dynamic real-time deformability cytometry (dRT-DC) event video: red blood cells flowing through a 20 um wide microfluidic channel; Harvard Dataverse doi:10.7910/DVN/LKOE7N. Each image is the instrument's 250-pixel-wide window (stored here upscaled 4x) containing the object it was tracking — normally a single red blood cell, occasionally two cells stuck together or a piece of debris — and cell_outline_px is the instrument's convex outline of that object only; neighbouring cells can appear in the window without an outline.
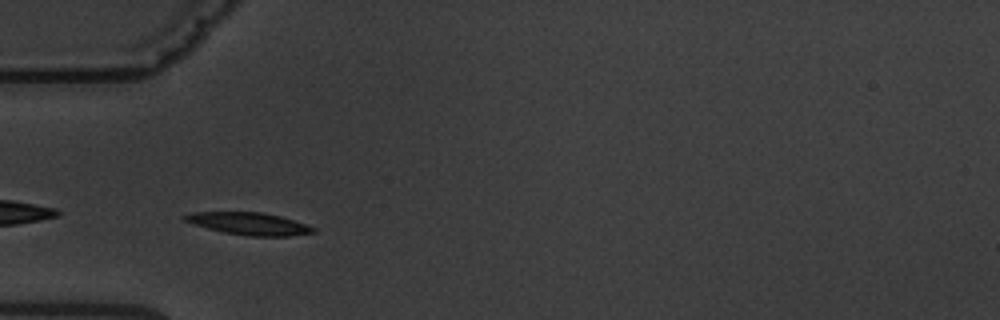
{"species": "common noctule bat (a hibernating species)", "species_latin": "Nyctalus noctula", "temperature_condition": "warm", "stored_images_in_passage": 4, "camera_frame_rate_fps": 3000, "um_per_image_px": 0.085, "animal": {"sex": "male", "body_mass_g": 19.5, "forearm_length_mm": 54.6}, "frame": {"image": 1, "passage_image": 3, "time_ms": 2.333, "image_size_px": [1000, 320], "cell_outline_px": [[316, 232], [288, 236], [248, 236], [224, 232], [192, 224], [184, 220], [180, 216], [192, 212], [260, 212], [280, 216], [308, 224], [316, 228]], "centroid_in_image_um": [21.17, 19.01], "position_along_channel_um": 63.8, "area_um2": 16.76}}
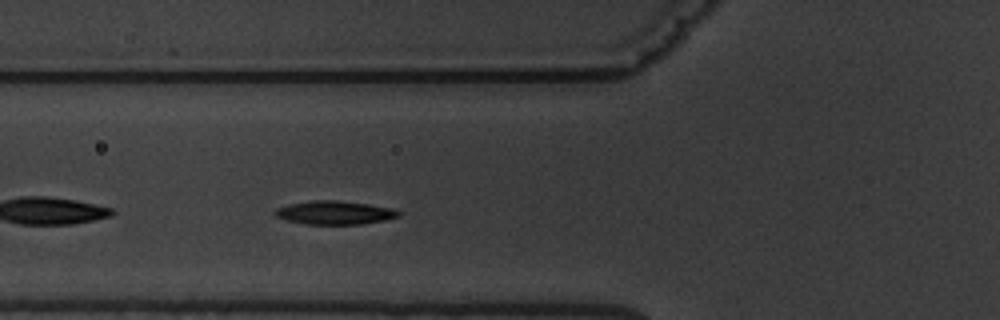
{"frame": {"image": 2, "passage_image": 4, "time_ms": 3.333, "image_size_px": [1000, 320], "cell_outline_px": [[400, 216], [384, 220], [364, 224], [304, 224], [284, 220], [276, 216], [272, 212], [276, 208], [288, 204], [312, 200], [336, 200], [368, 204], [392, 208], [400, 212]], "centroid_in_image_um": [28.4, 18.08], "position_along_channel_um": 97.4, "area_um2": 17.05}}